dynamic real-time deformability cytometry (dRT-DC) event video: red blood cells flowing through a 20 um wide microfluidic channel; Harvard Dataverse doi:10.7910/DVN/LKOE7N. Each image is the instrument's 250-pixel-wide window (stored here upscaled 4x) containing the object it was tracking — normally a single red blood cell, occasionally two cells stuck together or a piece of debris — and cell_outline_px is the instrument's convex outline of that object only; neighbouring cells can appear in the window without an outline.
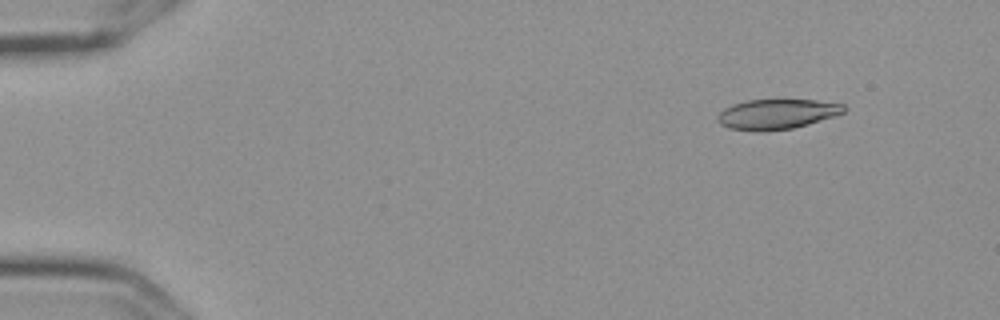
{"species": "Egyptian fruit bat (a non-hibernating species)", "species_latin": "Rousettus aegyptiacus", "temperature_condition": "cold", "stored_images_in_passage": 7, "camera_frame_rate_fps": 3000, "um_per_image_px": 0.085, "frame": {"image": 1, "passage_image": 2, "time_ms": 0.333, "image_size_px": [1000, 320], "cell_outline_px": [[848, 108], [844, 112], [808, 124], [792, 128], [764, 132], [760, 132], [728, 128], [720, 124], [716, 120], [716, 116], [724, 108], [732, 104], [748, 100], [816, 100], [844, 104]], "centroid_in_image_um": [65.99, 9.7], "position_along_channel_um": 19.0, "area_um2": 22.2}}
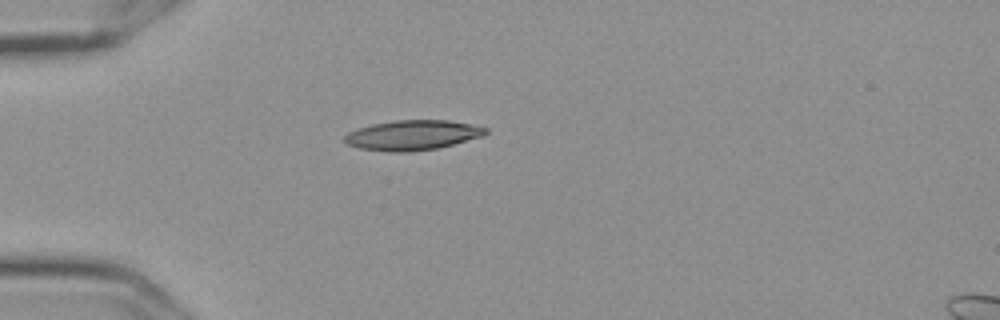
{"frame": {"image": 2, "passage_image": 5, "time_ms": 1.333, "image_size_px": [1000, 320], "cell_outline_px": [[488, 132], [484, 136], [440, 148], [408, 152], [392, 152], [360, 148], [348, 144], [344, 140], [344, 136], [348, 132], [356, 128], [372, 124], [396, 120], [448, 120], [488, 128]], "centroid_in_image_um": [35.08, 11.49], "position_along_channel_um": 49.9, "area_um2": 24.68}}
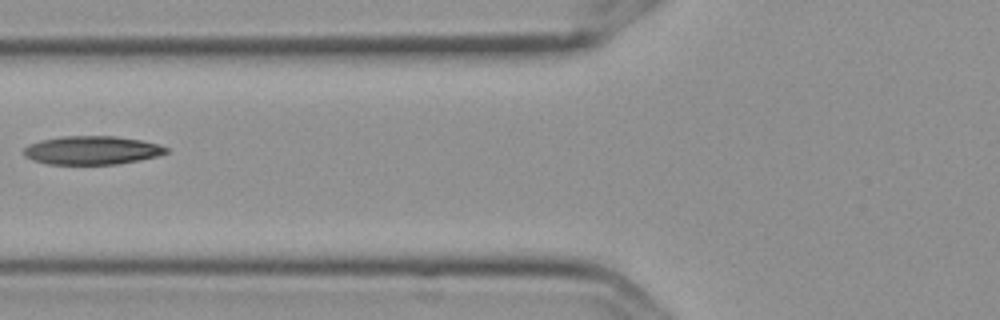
{"frame": {"image": 3, "passage_image": 7, "time_ms": 2.0, "image_size_px": [1000, 320], "cell_outline_px": [[168, 152], [160, 156], [140, 160], [116, 164], [48, 164], [32, 160], [24, 156], [24, 148], [28, 144], [40, 140], [64, 136], [116, 136], [140, 140], [160, 144], [168, 148]], "centroid_in_image_um": [7.83, 12.77], "position_along_channel_um": 118.0, "area_um2": 23.81}}